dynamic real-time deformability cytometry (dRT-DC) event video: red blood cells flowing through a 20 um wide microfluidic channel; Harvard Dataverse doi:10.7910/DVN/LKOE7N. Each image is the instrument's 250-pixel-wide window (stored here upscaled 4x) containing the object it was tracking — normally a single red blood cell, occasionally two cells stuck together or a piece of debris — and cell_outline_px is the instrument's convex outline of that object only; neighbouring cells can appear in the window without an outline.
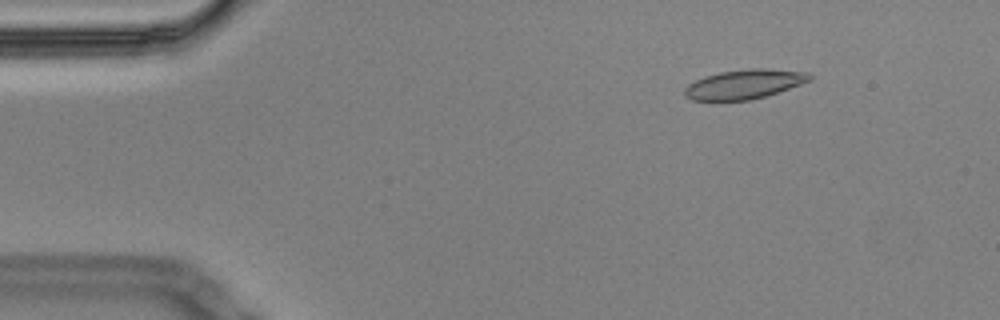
{"species": "Egyptian fruit bat (a non-hibernating species)", "species_latin": "Rousettus aegyptiacus", "temperature_condition": "cold", "stored_images_in_passage": 57, "camera_frame_rate_fps": 3000, "um_per_image_px": 0.085, "animal": {"sex": "male"}, "frame": {"image": 1, "passage_image": 7, "time_ms": 2.0, "image_size_px": [1000, 320], "cell_outline_px": [[812, 80], [764, 96], [748, 100], [692, 100], [684, 96], [684, 88], [688, 84], [704, 76], [720, 72], [752, 68], [768, 68], [808, 72], [812, 76]], "centroid_in_image_um": [63.25, 7.14], "position_along_channel_um": 21.7, "area_um2": 21.27}}
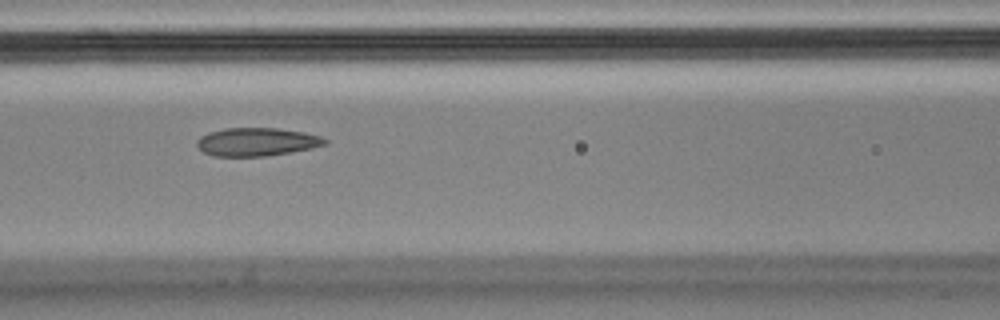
{"frame": {"image": 2, "passage_image": 24, "time_ms": 7.667, "image_size_px": [1000, 320], "cell_outline_px": [[328, 144], [312, 148], [264, 156], [212, 156], [204, 152], [196, 144], [196, 140], [200, 136], [208, 132], [224, 128], [280, 128], [304, 132], [320, 136], [328, 140]], "centroid_in_image_um": [21.82, 12.05], "position_along_channel_um": 144.8, "area_um2": 21.1}}
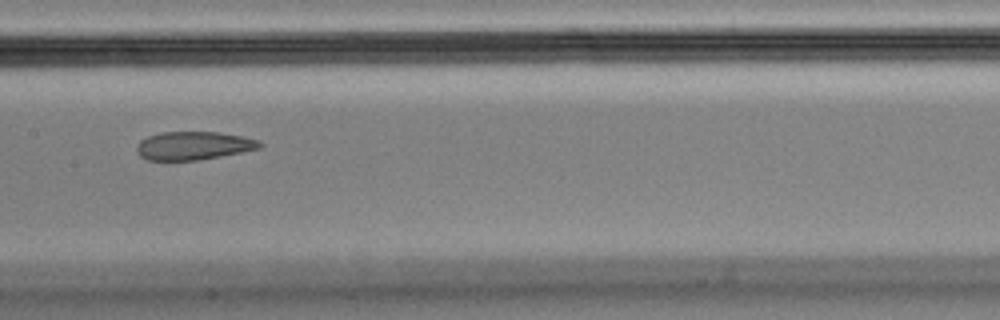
{"frame": {"image": 3, "passage_image": 28, "time_ms": 9.0, "image_size_px": [1000, 320], "cell_outline_px": [[264, 144], [260, 148], [200, 160], [148, 160], [140, 156], [136, 152], [136, 148], [140, 140], [148, 136], [160, 132], [220, 132], [260, 140]], "centroid_in_image_um": [16.44, 12.38], "position_along_channel_um": 191.0, "area_um2": 20.29}, "authors_computed_cell_mechanics": {"area_um2": 22.0218, "velocity_mm_per_s": 3.4632, "shape_relaxation_time_tau1_ms": null, "shape_relaxation_time_tau2_ms": 2.0496, "deformation_change_tau1": null, "deformation_change_tau2": 0.072}}